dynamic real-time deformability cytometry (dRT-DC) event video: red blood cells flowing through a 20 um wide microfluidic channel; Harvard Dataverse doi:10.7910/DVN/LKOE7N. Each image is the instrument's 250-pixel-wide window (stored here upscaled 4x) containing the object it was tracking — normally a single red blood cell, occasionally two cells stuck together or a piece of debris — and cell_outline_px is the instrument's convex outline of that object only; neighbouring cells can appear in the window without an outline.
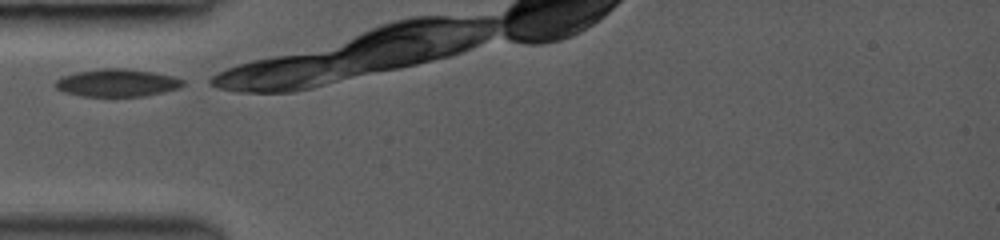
{"species": "common noctule bat (a hibernating species)", "species_latin": "Nyctalus noctula", "temperature_condition": "room temperature", "stored_images_in_passage": 4, "camera_frame_rate_fps": 3000, "um_per_image_px": 0.085, "animal": {"sex": "female", "body_mass_g": 19.0, "forearm_length_mm": 53.3}, "frame": {"image": 1, "passage_image": 1, "time_ms": 0.0, "image_size_px": [1000, 240], "cell_outline_px": [[184, 84], [180, 88], [144, 96], [80, 96], [64, 92], [56, 88], [52, 84], [56, 80], [64, 76], [76, 72], [100, 68], [124, 68], [152, 72], [172, 76], [184, 80]], "centroid_in_image_um": [9.93, 7.04], "position_along_channel_um": 75.1, "area_um2": 20.52}}